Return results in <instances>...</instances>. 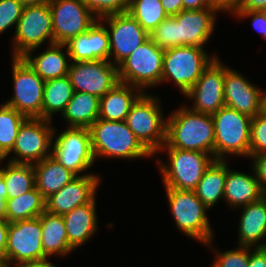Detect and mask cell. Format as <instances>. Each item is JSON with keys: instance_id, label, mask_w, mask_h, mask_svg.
Listing matches in <instances>:
<instances>
[{"instance_id": "cell-1", "label": "cell", "mask_w": 266, "mask_h": 267, "mask_svg": "<svg viewBox=\"0 0 266 267\" xmlns=\"http://www.w3.org/2000/svg\"><path fill=\"white\" fill-rule=\"evenodd\" d=\"M215 130L212 115L183 105L166 119V141L161 148L200 151L214 157Z\"/></svg>"}, {"instance_id": "cell-2", "label": "cell", "mask_w": 266, "mask_h": 267, "mask_svg": "<svg viewBox=\"0 0 266 267\" xmlns=\"http://www.w3.org/2000/svg\"><path fill=\"white\" fill-rule=\"evenodd\" d=\"M91 146L97 158L136 159L153 154L139 141L125 121L97 119L90 127Z\"/></svg>"}, {"instance_id": "cell-3", "label": "cell", "mask_w": 266, "mask_h": 267, "mask_svg": "<svg viewBox=\"0 0 266 267\" xmlns=\"http://www.w3.org/2000/svg\"><path fill=\"white\" fill-rule=\"evenodd\" d=\"M165 189L172 218L178 230L211 247L214 234L206 214L209 209L200 201L194 190Z\"/></svg>"}, {"instance_id": "cell-4", "label": "cell", "mask_w": 266, "mask_h": 267, "mask_svg": "<svg viewBox=\"0 0 266 267\" xmlns=\"http://www.w3.org/2000/svg\"><path fill=\"white\" fill-rule=\"evenodd\" d=\"M215 142L214 159L225 160L228 155H250L252 118L224 105L212 115Z\"/></svg>"}, {"instance_id": "cell-5", "label": "cell", "mask_w": 266, "mask_h": 267, "mask_svg": "<svg viewBox=\"0 0 266 267\" xmlns=\"http://www.w3.org/2000/svg\"><path fill=\"white\" fill-rule=\"evenodd\" d=\"M167 151V162L157 159L164 188L194 190L205 170L215 160L211 154L200 151L181 150L178 148H160ZM167 163V164H166Z\"/></svg>"}, {"instance_id": "cell-6", "label": "cell", "mask_w": 266, "mask_h": 267, "mask_svg": "<svg viewBox=\"0 0 266 267\" xmlns=\"http://www.w3.org/2000/svg\"><path fill=\"white\" fill-rule=\"evenodd\" d=\"M200 46H178L164 51L161 84L173 81L184 95L210 63L219 56H209Z\"/></svg>"}, {"instance_id": "cell-7", "label": "cell", "mask_w": 266, "mask_h": 267, "mask_svg": "<svg viewBox=\"0 0 266 267\" xmlns=\"http://www.w3.org/2000/svg\"><path fill=\"white\" fill-rule=\"evenodd\" d=\"M157 96L143 93L125 122L139 141L155 156L166 141V119Z\"/></svg>"}, {"instance_id": "cell-8", "label": "cell", "mask_w": 266, "mask_h": 267, "mask_svg": "<svg viewBox=\"0 0 266 267\" xmlns=\"http://www.w3.org/2000/svg\"><path fill=\"white\" fill-rule=\"evenodd\" d=\"M164 51L148 38L119 66V81L141 89L161 84Z\"/></svg>"}, {"instance_id": "cell-9", "label": "cell", "mask_w": 266, "mask_h": 267, "mask_svg": "<svg viewBox=\"0 0 266 267\" xmlns=\"http://www.w3.org/2000/svg\"><path fill=\"white\" fill-rule=\"evenodd\" d=\"M13 39V57H22L35 51L45 41L54 43L52 14L49 2L26 5L18 21Z\"/></svg>"}, {"instance_id": "cell-10", "label": "cell", "mask_w": 266, "mask_h": 267, "mask_svg": "<svg viewBox=\"0 0 266 267\" xmlns=\"http://www.w3.org/2000/svg\"><path fill=\"white\" fill-rule=\"evenodd\" d=\"M51 123L41 118H27L19 128L12 150L0 162L12 152L15 156L8 161L13 163L35 164L50 156L57 131Z\"/></svg>"}, {"instance_id": "cell-11", "label": "cell", "mask_w": 266, "mask_h": 267, "mask_svg": "<svg viewBox=\"0 0 266 267\" xmlns=\"http://www.w3.org/2000/svg\"><path fill=\"white\" fill-rule=\"evenodd\" d=\"M14 94L4 103L27 118L42 119V103L45 81L22 57H12Z\"/></svg>"}, {"instance_id": "cell-12", "label": "cell", "mask_w": 266, "mask_h": 267, "mask_svg": "<svg viewBox=\"0 0 266 267\" xmlns=\"http://www.w3.org/2000/svg\"><path fill=\"white\" fill-rule=\"evenodd\" d=\"M51 155L66 169L76 176L87 174L90 167L96 162L92 146L89 128L67 127L52 142Z\"/></svg>"}, {"instance_id": "cell-13", "label": "cell", "mask_w": 266, "mask_h": 267, "mask_svg": "<svg viewBox=\"0 0 266 267\" xmlns=\"http://www.w3.org/2000/svg\"><path fill=\"white\" fill-rule=\"evenodd\" d=\"M40 216L9 223L5 259L11 266L48 258L42 246Z\"/></svg>"}, {"instance_id": "cell-14", "label": "cell", "mask_w": 266, "mask_h": 267, "mask_svg": "<svg viewBox=\"0 0 266 267\" xmlns=\"http://www.w3.org/2000/svg\"><path fill=\"white\" fill-rule=\"evenodd\" d=\"M99 20L108 24L109 61L117 67L149 38V34L128 12L106 15Z\"/></svg>"}, {"instance_id": "cell-15", "label": "cell", "mask_w": 266, "mask_h": 267, "mask_svg": "<svg viewBox=\"0 0 266 267\" xmlns=\"http://www.w3.org/2000/svg\"><path fill=\"white\" fill-rule=\"evenodd\" d=\"M54 43L65 44L87 32L98 19L81 0H49Z\"/></svg>"}, {"instance_id": "cell-16", "label": "cell", "mask_w": 266, "mask_h": 267, "mask_svg": "<svg viewBox=\"0 0 266 267\" xmlns=\"http://www.w3.org/2000/svg\"><path fill=\"white\" fill-rule=\"evenodd\" d=\"M68 76L74 92H85L103 97L119 83L118 67L110 61L71 62Z\"/></svg>"}, {"instance_id": "cell-17", "label": "cell", "mask_w": 266, "mask_h": 267, "mask_svg": "<svg viewBox=\"0 0 266 267\" xmlns=\"http://www.w3.org/2000/svg\"><path fill=\"white\" fill-rule=\"evenodd\" d=\"M228 67L216 57L184 96L193 100L190 109L213 115L225 105L224 77Z\"/></svg>"}, {"instance_id": "cell-18", "label": "cell", "mask_w": 266, "mask_h": 267, "mask_svg": "<svg viewBox=\"0 0 266 267\" xmlns=\"http://www.w3.org/2000/svg\"><path fill=\"white\" fill-rule=\"evenodd\" d=\"M265 92L249 82L246 76L228 67L224 77L225 105L254 118L265 109Z\"/></svg>"}, {"instance_id": "cell-19", "label": "cell", "mask_w": 266, "mask_h": 267, "mask_svg": "<svg viewBox=\"0 0 266 267\" xmlns=\"http://www.w3.org/2000/svg\"><path fill=\"white\" fill-rule=\"evenodd\" d=\"M100 180L97 174L76 176L58 192L46 198L45 210L62 216L75 207L90 203L96 197Z\"/></svg>"}, {"instance_id": "cell-20", "label": "cell", "mask_w": 266, "mask_h": 267, "mask_svg": "<svg viewBox=\"0 0 266 267\" xmlns=\"http://www.w3.org/2000/svg\"><path fill=\"white\" fill-rule=\"evenodd\" d=\"M216 13L215 8H204L177 14L179 46L204 47L215 31Z\"/></svg>"}, {"instance_id": "cell-21", "label": "cell", "mask_w": 266, "mask_h": 267, "mask_svg": "<svg viewBox=\"0 0 266 267\" xmlns=\"http://www.w3.org/2000/svg\"><path fill=\"white\" fill-rule=\"evenodd\" d=\"M71 62L109 61L110 43L107 26L99 19L87 32L71 38L65 43Z\"/></svg>"}, {"instance_id": "cell-22", "label": "cell", "mask_w": 266, "mask_h": 267, "mask_svg": "<svg viewBox=\"0 0 266 267\" xmlns=\"http://www.w3.org/2000/svg\"><path fill=\"white\" fill-rule=\"evenodd\" d=\"M240 208L238 246L266 247V195Z\"/></svg>"}, {"instance_id": "cell-23", "label": "cell", "mask_w": 266, "mask_h": 267, "mask_svg": "<svg viewBox=\"0 0 266 267\" xmlns=\"http://www.w3.org/2000/svg\"><path fill=\"white\" fill-rule=\"evenodd\" d=\"M96 197L87 204L75 207L62 215L69 245L75 250L85 245L98 230Z\"/></svg>"}, {"instance_id": "cell-24", "label": "cell", "mask_w": 266, "mask_h": 267, "mask_svg": "<svg viewBox=\"0 0 266 267\" xmlns=\"http://www.w3.org/2000/svg\"><path fill=\"white\" fill-rule=\"evenodd\" d=\"M227 162V174L224 187V199L228 206L234 209L246 206L251 202L259 200L265 195L260 187L253 170V175L234 171L229 168Z\"/></svg>"}, {"instance_id": "cell-25", "label": "cell", "mask_w": 266, "mask_h": 267, "mask_svg": "<svg viewBox=\"0 0 266 267\" xmlns=\"http://www.w3.org/2000/svg\"><path fill=\"white\" fill-rule=\"evenodd\" d=\"M39 55L28 51L22 58L44 80H52L68 75L71 62L66 44L53 43ZM66 47V53L63 48ZM68 56V57H67Z\"/></svg>"}, {"instance_id": "cell-26", "label": "cell", "mask_w": 266, "mask_h": 267, "mask_svg": "<svg viewBox=\"0 0 266 267\" xmlns=\"http://www.w3.org/2000/svg\"><path fill=\"white\" fill-rule=\"evenodd\" d=\"M144 92L129 84L119 82L100 98L99 119L125 121L133 104Z\"/></svg>"}, {"instance_id": "cell-27", "label": "cell", "mask_w": 266, "mask_h": 267, "mask_svg": "<svg viewBox=\"0 0 266 267\" xmlns=\"http://www.w3.org/2000/svg\"><path fill=\"white\" fill-rule=\"evenodd\" d=\"M35 187L46 199L68 184L76 175L62 166L52 155L33 164Z\"/></svg>"}, {"instance_id": "cell-28", "label": "cell", "mask_w": 266, "mask_h": 267, "mask_svg": "<svg viewBox=\"0 0 266 267\" xmlns=\"http://www.w3.org/2000/svg\"><path fill=\"white\" fill-rule=\"evenodd\" d=\"M42 227V246L44 254L49 258L54 256H68L74 250L68 243V236L64 219L46 210L40 215Z\"/></svg>"}, {"instance_id": "cell-29", "label": "cell", "mask_w": 266, "mask_h": 267, "mask_svg": "<svg viewBox=\"0 0 266 267\" xmlns=\"http://www.w3.org/2000/svg\"><path fill=\"white\" fill-rule=\"evenodd\" d=\"M226 174L227 161L214 160L194 189L197 197L208 209H212L221 199L224 200Z\"/></svg>"}, {"instance_id": "cell-30", "label": "cell", "mask_w": 266, "mask_h": 267, "mask_svg": "<svg viewBox=\"0 0 266 267\" xmlns=\"http://www.w3.org/2000/svg\"><path fill=\"white\" fill-rule=\"evenodd\" d=\"M100 98L85 92H74L62 113L68 127L89 128L99 116Z\"/></svg>"}, {"instance_id": "cell-31", "label": "cell", "mask_w": 266, "mask_h": 267, "mask_svg": "<svg viewBox=\"0 0 266 267\" xmlns=\"http://www.w3.org/2000/svg\"><path fill=\"white\" fill-rule=\"evenodd\" d=\"M74 94L69 76L45 81L42 103V119L52 121L54 114H61Z\"/></svg>"}, {"instance_id": "cell-32", "label": "cell", "mask_w": 266, "mask_h": 267, "mask_svg": "<svg viewBox=\"0 0 266 267\" xmlns=\"http://www.w3.org/2000/svg\"><path fill=\"white\" fill-rule=\"evenodd\" d=\"M46 199L36 187L19 197L6 199V220L11 223L40 216L45 211Z\"/></svg>"}, {"instance_id": "cell-33", "label": "cell", "mask_w": 266, "mask_h": 267, "mask_svg": "<svg viewBox=\"0 0 266 267\" xmlns=\"http://www.w3.org/2000/svg\"><path fill=\"white\" fill-rule=\"evenodd\" d=\"M2 177L7 188V199L19 197L35 187L33 164L8 161L6 166L2 167Z\"/></svg>"}, {"instance_id": "cell-34", "label": "cell", "mask_w": 266, "mask_h": 267, "mask_svg": "<svg viewBox=\"0 0 266 267\" xmlns=\"http://www.w3.org/2000/svg\"><path fill=\"white\" fill-rule=\"evenodd\" d=\"M27 117L16 109L0 105V159L13 148L20 126Z\"/></svg>"}, {"instance_id": "cell-35", "label": "cell", "mask_w": 266, "mask_h": 267, "mask_svg": "<svg viewBox=\"0 0 266 267\" xmlns=\"http://www.w3.org/2000/svg\"><path fill=\"white\" fill-rule=\"evenodd\" d=\"M127 12L148 34L168 17L160 0H130Z\"/></svg>"}, {"instance_id": "cell-36", "label": "cell", "mask_w": 266, "mask_h": 267, "mask_svg": "<svg viewBox=\"0 0 266 267\" xmlns=\"http://www.w3.org/2000/svg\"><path fill=\"white\" fill-rule=\"evenodd\" d=\"M149 38L163 50L178 47V22L176 21V15L165 18L149 33Z\"/></svg>"}, {"instance_id": "cell-37", "label": "cell", "mask_w": 266, "mask_h": 267, "mask_svg": "<svg viewBox=\"0 0 266 267\" xmlns=\"http://www.w3.org/2000/svg\"><path fill=\"white\" fill-rule=\"evenodd\" d=\"M252 247L237 246L235 249L216 252V257L211 267H247L249 262V250Z\"/></svg>"}, {"instance_id": "cell-38", "label": "cell", "mask_w": 266, "mask_h": 267, "mask_svg": "<svg viewBox=\"0 0 266 267\" xmlns=\"http://www.w3.org/2000/svg\"><path fill=\"white\" fill-rule=\"evenodd\" d=\"M266 152V109L251 121L250 155Z\"/></svg>"}, {"instance_id": "cell-39", "label": "cell", "mask_w": 266, "mask_h": 267, "mask_svg": "<svg viewBox=\"0 0 266 267\" xmlns=\"http://www.w3.org/2000/svg\"><path fill=\"white\" fill-rule=\"evenodd\" d=\"M88 9L99 19L106 15L125 13L128 11L130 0H81Z\"/></svg>"}, {"instance_id": "cell-40", "label": "cell", "mask_w": 266, "mask_h": 267, "mask_svg": "<svg viewBox=\"0 0 266 267\" xmlns=\"http://www.w3.org/2000/svg\"><path fill=\"white\" fill-rule=\"evenodd\" d=\"M24 5L18 0H0V34L17 27Z\"/></svg>"}, {"instance_id": "cell-41", "label": "cell", "mask_w": 266, "mask_h": 267, "mask_svg": "<svg viewBox=\"0 0 266 267\" xmlns=\"http://www.w3.org/2000/svg\"><path fill=\"white\" fill-rule=\"evenodd\" d=\"M233 15L238 18H252L251 25L262 36L266 34V11H236Z\"/></svg>"}, {"instance_id": "cell-42", "label": "cell", "mask_w": 266, "mask_h": 267, "mask_svg": "<svg viewBox=\"0 0 266 267\" xmlns=\"http://www.w3.org/2000/svg\"><path fill=\"white\" fill-rule=\"evenodd\" d=\"M252 159V170H254L256 178L259 181L260 187L266 192V152L257 155H249Z\"/></svg>"}, {"instance_id": "cell-43", "label": "cell", "mask_w": 266, "mask_h": 267, "mask_svg": "<svg viewBox=\"0 0 266 267\" xmlns=\"http://www.w3.org/2000/svg\"><path fill=\"white\" fill-rule=\"evenodd\" d=\"M240 0H209V7L215 8L218 12H230L231 14L237 11Z\"/></svg>"}, {"instance_id": "cell-44", "label": "cell", "mask_w": 266, "mask_h": 267, "mask_svg": "<svg viewBox=\"0 0 266 267\" xmlns=\"http://www.w3.org/2000/svg\"><path fill=\"white\" fill-rule=\"evenodd\" d=\"M247 267H266V247L251 248Z\"/></svg>"}, {"instance_id": "cell-45", "label": "cell", "mask_w": 266, "mask_h": 267, "mask_svg": "<svg viewBox=\"0 0 266 267\" xmlns=\"http://www.w3.org/2000/svg\"><path fill=\"white\" fill-rule=\"evenodd\" d=\"M237 11H266V0H240Z\"/></svg>"}, {"instance_id": "cell-46", "label": "cell", "mask_w": 266, "mask_h": 267, "mask_svg": "<svg viewBox=\"0 0 266 267\" xmlns=\"http://www.w3.org/2000/svg\"><path fill=\"white\" fill-rule=\"evenodd\" d=\"M167 16H175L183 10L182 0H160Z\"/></svg>"}, {"instance_id": "cell-47", "label": "cell", "mask_w": 266, "mask_h": 267, "mask_svg": "<svg viewBox=\"0 0 266 267\" xmlns=\"http://www.w3.org/2000/svg\"><path fill=\"white\" fill-rule=\"evenodd\" d=\"M9 222L0 219V258L5 259Z\"/></svg>"}, {"instance_id": "cell-48", "label": "cell", "mask_w": 266, "mask_h": 267, "mask_svg": "<svg viewBox=\"0 0 266 267\" xmlns=\"http://www.w3.org/2000/svg\"><path fill=\"white\" fill-rule=\"evenodd\" d=\"M7 188L0 168V219H6Z\"/></svg>"}, {"instance_id": "cell-49", "label": "cell", "mask_w": 266, "mask_h": 267, "mask_svg": "<svg viewBox=\"0 0 266 267\" xmlns=\"http://www.w3.org/2000/svg\"><path fill=\"white\" fill-rule=\"evenodd\" d=\"M183 10H200L209 7V0H182Z\"/></svg>"}, {"instance_id": "cell-50", "label": "cell", "mask_w": 266, "mask_h": 267, "mask_svg": "<svg viewBox=\"0 0 266 267\" xmlns=\"http://www.w3.org/2000/svg\"><path fill=\"white\" fill-rule=\"evenodd\" d=\"M53 264L54 263H51V261H49V258H45L42 260L21 263L14 267H58L55 266V264L54 265Z\"/></svg>"}, {"instance_id": "cell-51", "label": "cell", "mask_w": 266, "mask_h": 267, "mask_svg": "<svg viewBox=\"0 0 266 267\" xmlns=\"http://www.w3.org/2000/svg\"><path fill=\"white\" fill-rule=\"evenodd\" d=\"M18 1H20L24 6L49 2V0H18Z\"/></svg>"}, {"instance_id": "cell-52", "label": "cell", "mask_w": 266, "mask_h": 267, "mask_svg": "<svg viewBox=\"0 0 266 267\" xmlns=\"http://www.w3.org/2000/svg\"><path fill=\"white\" fill-rule=\"evenodd\" d=\"M0 267H10V264L6 259L0 258Z\"/></svg>"}, {"instance_id": "cell-53", "label": "cell", "mask_w": 266, "mask_h": 267, "mask_svg": "<svg viewBox=\"0 0 266 267\" xmlns=\"http://www.w3.org/2000/svg\"><path fill=\"white\" fill-rule=\"evenodd\" d=\"M265 109H266V92H265Z\"/></svg>"}]
</instances>
